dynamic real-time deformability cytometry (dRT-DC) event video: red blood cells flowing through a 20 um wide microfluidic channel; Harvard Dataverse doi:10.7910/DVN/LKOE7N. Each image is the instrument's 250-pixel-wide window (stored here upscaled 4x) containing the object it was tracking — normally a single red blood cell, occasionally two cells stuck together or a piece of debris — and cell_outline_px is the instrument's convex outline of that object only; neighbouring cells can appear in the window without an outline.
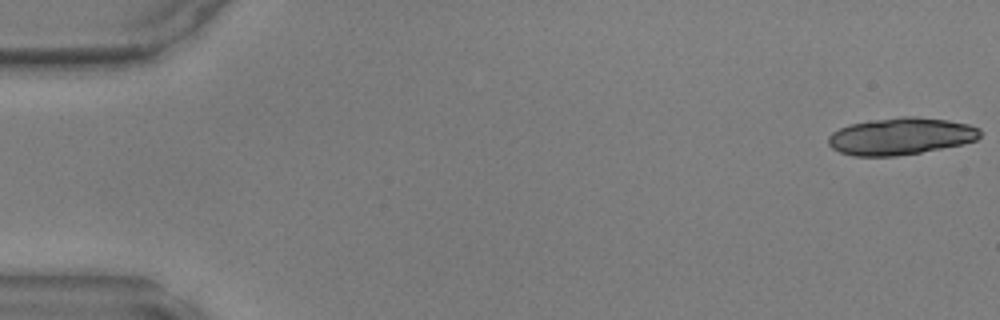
{"species": "common noctule bat (a hibernating species)", "species_latin": "Nyctalus noctula", "temperature_condition": "warm", "stored_images_in_passage": 17, "camera_frame_rate_fps": 3000, "um_per_image_px": 0.085, "animal": {"sex": "male", "body_mass_g": 17.9, "forearm_length_mm": 54.2}, "frame": {"image": 1, "passage_image": 1, "time_ms": 0.0, "image_size_px": [1000, 320], "cell_outline_px": [[980, 136], [976, 140], [960, 144], [920, 152], [896, 156], [852, 156], [840, 152], [832, 148], [828, 144], [828, 136], [832, 132], [848, 124], [872, 120], [900, 116], [916, 116], [948, 120], [968, 124], [980, 128]], "centroid_in_image_um": [76.53, 11.57], "position_along_channel_um": 8.5, "area_um2": 32.77}}